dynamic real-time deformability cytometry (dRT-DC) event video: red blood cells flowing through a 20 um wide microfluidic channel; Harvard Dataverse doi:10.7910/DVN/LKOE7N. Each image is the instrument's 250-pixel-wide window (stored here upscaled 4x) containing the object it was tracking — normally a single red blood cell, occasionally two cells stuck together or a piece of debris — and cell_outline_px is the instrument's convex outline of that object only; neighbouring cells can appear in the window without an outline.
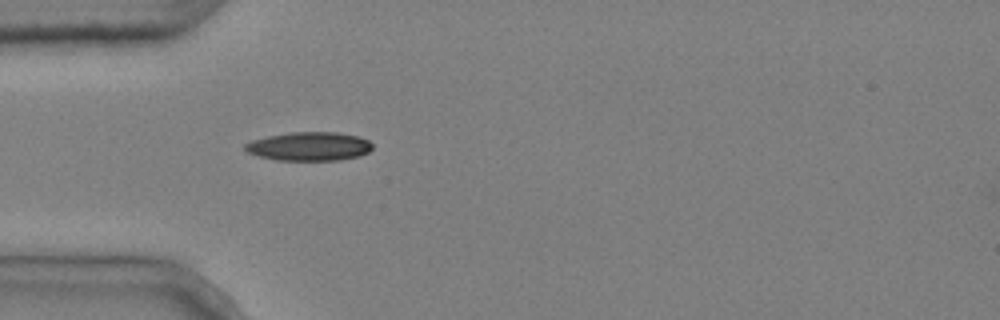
{"species": "common noctule bat (a hibernating species)", "species_latin": "Nyctalus noctula", "temperature_condition": "cold", "stored_images_in_passage": 1, "camera_frame_rate_fps": 3000, "um_per_image_px": 0.085, "animal": {"sex": "male", "body_mass_g": 20.4}, "frame": {"image": 1, "passage_image": 1, "time_ms": 0.0, "image_size_px": [1000, 320], "cell_outline_px": [[372, 148], [368, 152], [360, 156], [340, 160], [276, 160], [260, 156], [248, 152], [244, 148], [244, 144], [252, 140], [268, 136], [292, 132], [336, 132], [360, 136], [368, 140], [372, 144]], "centroid_in_image_um": [26.31, 12.44], "position_along_channel_um": 58.7, "area_um2": 21.33}}